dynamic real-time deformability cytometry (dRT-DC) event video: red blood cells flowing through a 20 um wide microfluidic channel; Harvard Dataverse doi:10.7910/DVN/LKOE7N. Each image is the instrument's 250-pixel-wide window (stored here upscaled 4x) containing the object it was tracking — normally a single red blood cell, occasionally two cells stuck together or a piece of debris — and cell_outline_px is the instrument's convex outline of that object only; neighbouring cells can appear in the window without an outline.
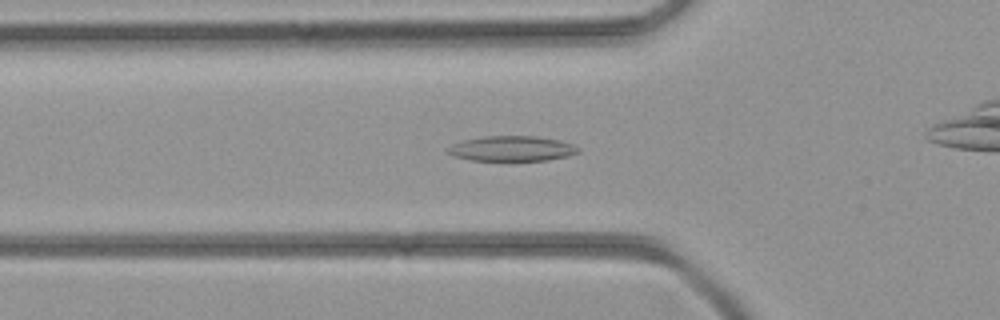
{"species": "common noctule bat (a hibernating species)", "species_latin": "Nyctalus noctula", "temperature_condition": "room temperature", "stored_images_in_passage": 43, "camera_frame_rate_fps": 3000, "um_per_image_px": 0.085, "animal": {"sex": "female", "body_mass_g": 21.9}, "frame": {"image": 1, "passage_image": 14, "time_ms": 4.333, "image_size_px": [1000, 320], "cell_outline_px": [[580, 152], [568, 156], [548, 160], [512, 164], [508, 164], [472, 160], [456, 156], [448, 152], [448, 148], [452, 144], [464, 140], [484, 136], [536, 136], [560, 140], [572, 144], [580, 148]], "centroid_in_image_um": [43.55, 12.68], "position_along_channel_um": 82.2, "area_um2": 20.11}}
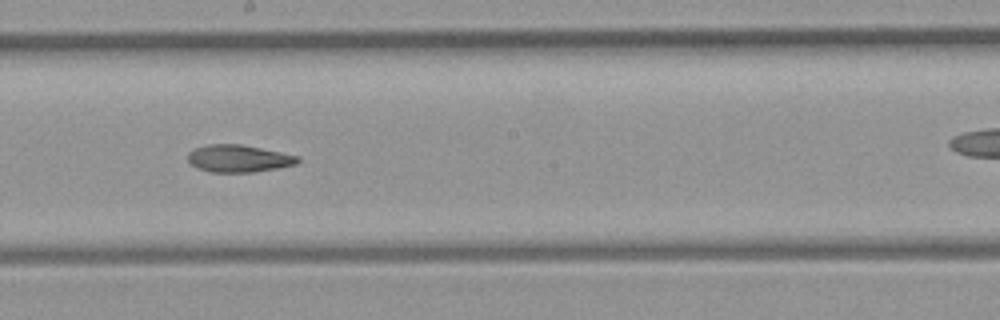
{"frame": {"image": 2, "passage_image": 23, "time_ms": 7.333, "image_size_px": [1000, 320], "cell_outline_px": [[300, 160], [296, 164], [276, 168], [252, 172], [208, 172], [192, 164], [188, 160], [188, 152], [196, 148], [208, 144], [240, 144], [300, 156]], "centroid_in_image_um": [20.29, 13.47], "position_along_channel_um": 227.9, "area_um2": 17.28}}
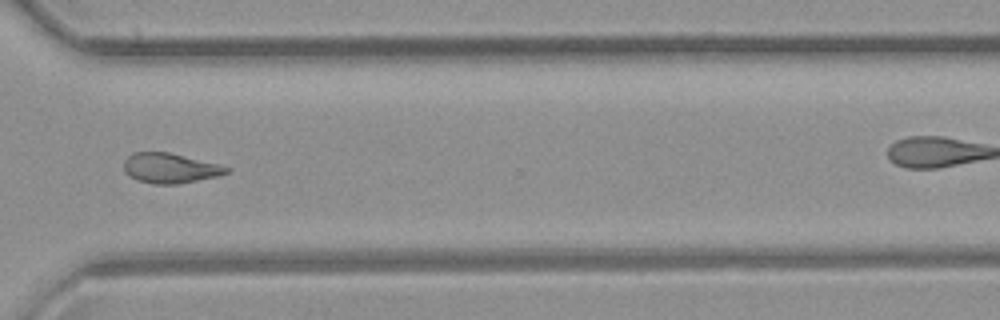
{"frame": {"image": 3, "passage_image": 31, "time_ms": 10.0, "image_size_px": [1000, 320], "cell_outline_px": [[228, 172], [216, 176], [176, 184], [156, 184], [136, 180], [124, 172], [124, 160], [132, 152], [168, 152], [216, 164], [228, 168]], "centroid_in_image_um": [14.36, 14.29], "position_along_channel_um": 356.2, "area_um2": 17.51}}